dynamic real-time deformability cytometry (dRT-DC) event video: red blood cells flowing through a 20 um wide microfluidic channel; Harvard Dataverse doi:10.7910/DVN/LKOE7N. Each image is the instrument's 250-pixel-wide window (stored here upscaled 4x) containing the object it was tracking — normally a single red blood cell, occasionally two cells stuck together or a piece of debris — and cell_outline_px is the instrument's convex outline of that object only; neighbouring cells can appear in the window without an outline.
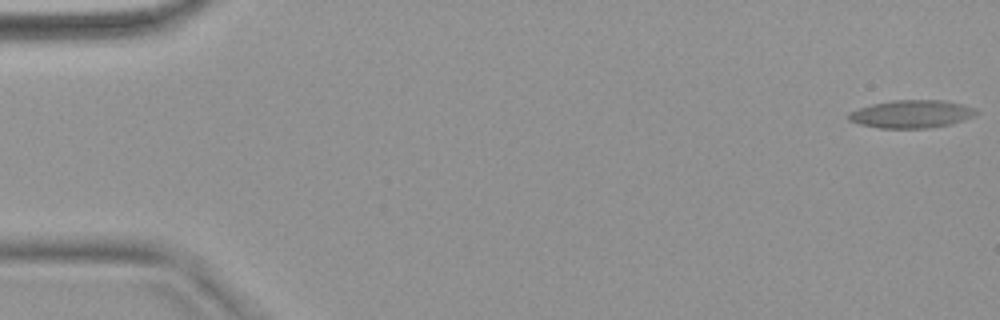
{"species": "common noctule bat (a hibernating species)", "species_latin": "Nyctalus noctula", "temperature_condition": "warm", "stored_images_in_passage": 45, "camera_frame_rate_fps": 3000, "um_per_image_px": 0.085, "animal": {"sex": "female", "body_mass_g": 18.4}, "frame": {"image": 1, "passage_image": 1, "time_ms": 0.0, "image_size_px": [1000, 320], "cell_outline_px": [[976, 112], [972, 116], [948, 124], [928, 128], [880, 128], [860, 124], [848, 120], [848, 112], [872, 104], [892, 100], [944, 100], [960, 104], [972, 108]], "centroid_in_image_um": [77.39, 9.69], "position_along_channel_um": 7.6, "area_um2": 20.29}}
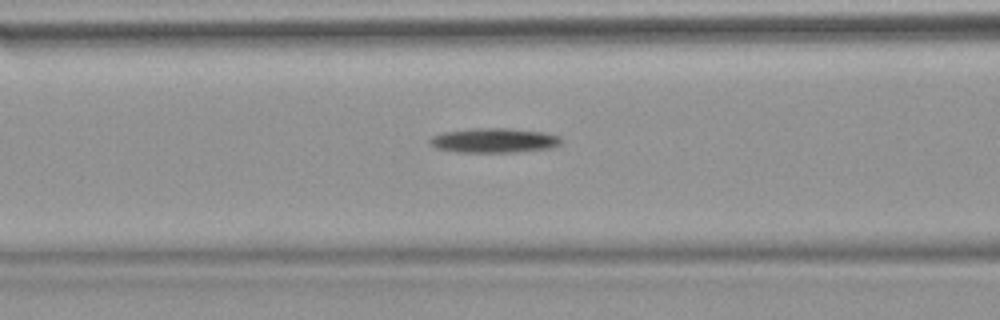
{"frame": {"image": 2, "passage_image": 23, "time_ms": 7.333, "image_size_px": [1000, 320], "cell_outline_px": [[564, 140], [560, 144], [552, 148], [516, 152], [460, 152], [436, 148], [428, 144], [428, 140], [432, 136], [444, 132], [476, 128], [508, 128], [544, 132], [560, 136]], "centroid_in_image_um": [42.02, 11.94], "position_along_channel_um": 124.6, "area_um2": 18.96}}
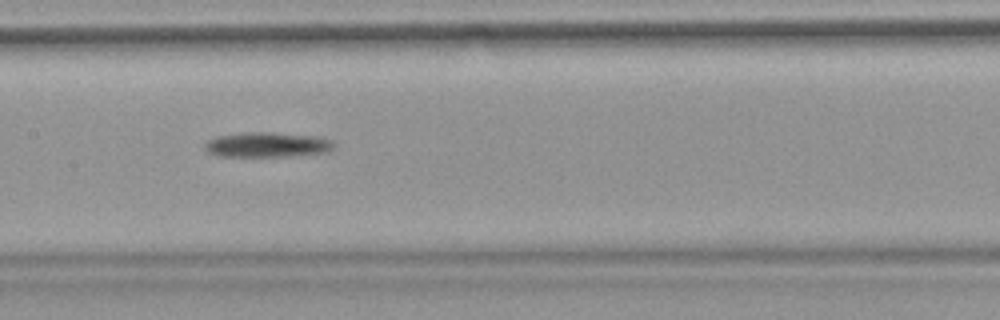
{"frame": {"image": 3, "passage_image": 28, "time_ms": 9.0, "image_size_px": [1000, 320], "cell_outline_px": [[336, 144], [328, 152], [288, 156], [220, 156], [208, 152], [204, 148], [204, 144], [208, 140], [216, 136], [240, 132], [272, 132], [316, 136], [332, 140]], "centroid_in_image_um": [22.7, 12.29], "position_along_channel_um": 184.7, "area_um2": 18.9}}